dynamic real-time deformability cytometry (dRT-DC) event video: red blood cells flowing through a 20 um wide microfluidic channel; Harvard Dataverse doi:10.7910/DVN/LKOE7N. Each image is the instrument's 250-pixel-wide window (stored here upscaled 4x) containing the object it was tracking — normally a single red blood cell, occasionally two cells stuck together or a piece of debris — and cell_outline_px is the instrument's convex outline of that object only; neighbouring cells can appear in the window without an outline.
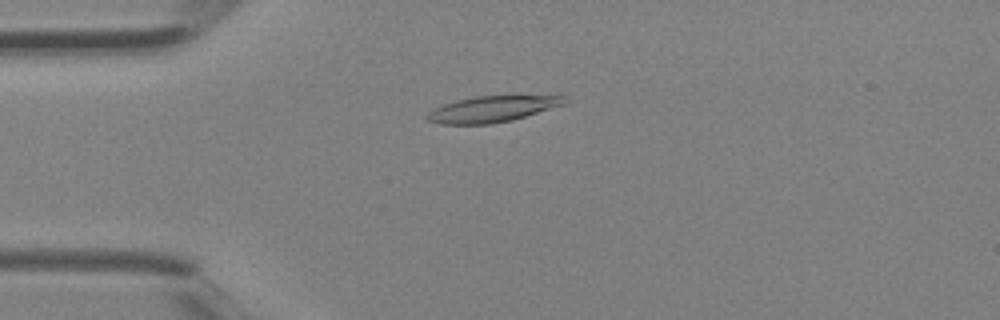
{"species": "Egyptian fruit bat (a non-hibernating species)", "species_latin": "Rousettus aegyptiacus", "temperature_condition": "room temperature", "stored_images_in_passage": 4, "camera_frame_rate_fps": 3000, "um_per_image_px": 0.085, "animal": {"sex": "female"}, "frame": {"image": 1, "passage_image": 3, "time_ms": 0.667, "image_size_px": [1000, 320], "cell_outline_px": [[564, 104], [512, 120], [488, 124], [440, 124], [424, 120], [424, 116], [428, 112], [444, 104], [456, 100], [476, 96], [560, 92], [564, 96]], "centroid_in_image_um": [41.94, 9.21], "position_along_channel_um": 43.1, "area_um2": 21.79}}
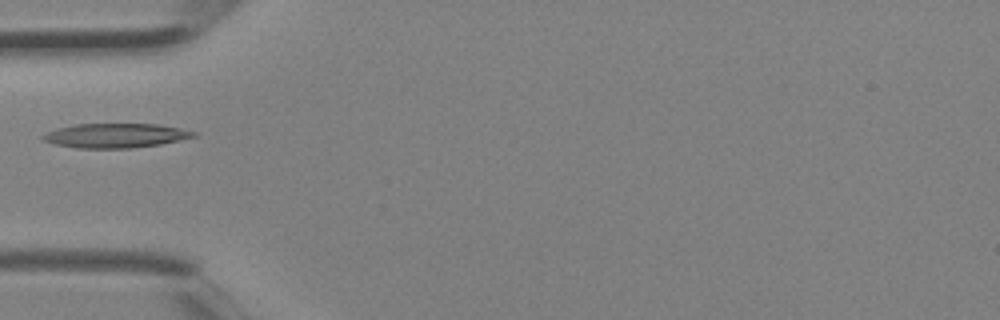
{"frame": {"image": 2, "passage_image": 4, "time_ms": 1.0, "image_size_px": [1000, 320], "cell_outline_px": [[196, 136], [160, 144], [132, 148], [76, 148], [56, 144], [44, 140], [40, 136], [48, 132], [60, 128], [76, 124], [156, 124], [180, 128], [196, 132]], "centroid_in_image_um": [9.83, 11.52], "position_along_channel_um": 75.2, "area_um2": 21.1}}